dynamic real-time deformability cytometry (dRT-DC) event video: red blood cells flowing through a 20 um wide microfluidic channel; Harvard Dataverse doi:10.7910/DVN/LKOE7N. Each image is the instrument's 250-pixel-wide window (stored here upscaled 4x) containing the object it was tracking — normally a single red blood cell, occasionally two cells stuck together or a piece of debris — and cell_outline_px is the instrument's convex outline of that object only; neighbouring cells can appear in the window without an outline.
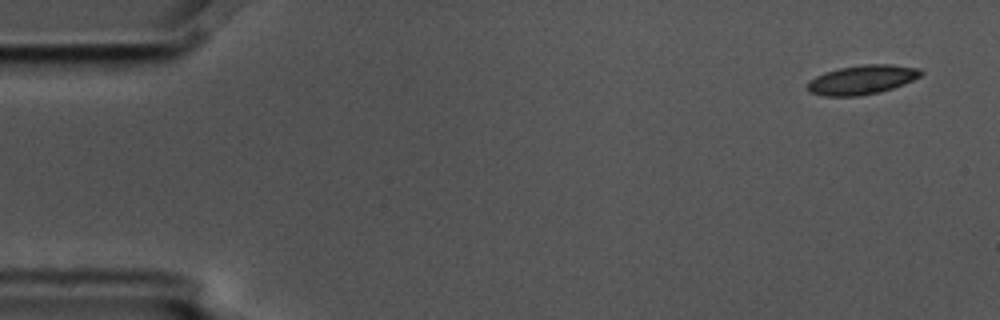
{"species": "common noctule bat (a hibernating species)", "species_latin": "Nyctalus noctula", "temperature_condition": "cold", "stored_images_in_passage": 3, "camera_frame_rate_fps": 3000, "um_per_image_px": 0.085, "animal": {"sex": "male", "body_mass_g": 17.5, "forearm_length_mm": 52.3}, "frame": {"image": 1, "passage_image": 1, "time_ms": 0.0, "image_size_px": [1000, 320], "cell_outline_px": [[924, 72], [920, 76], [904, 84], [892, 88], [860, 96], [824, 96], [808, 92], [808, 80], [824, 72], [840, 68], [864, 64], [888, 64], [920, 68]], "centroid_in_image_um": [73.25, 6.77], "position_along_channel_um": 11.7, "area_um2": 19.25}}